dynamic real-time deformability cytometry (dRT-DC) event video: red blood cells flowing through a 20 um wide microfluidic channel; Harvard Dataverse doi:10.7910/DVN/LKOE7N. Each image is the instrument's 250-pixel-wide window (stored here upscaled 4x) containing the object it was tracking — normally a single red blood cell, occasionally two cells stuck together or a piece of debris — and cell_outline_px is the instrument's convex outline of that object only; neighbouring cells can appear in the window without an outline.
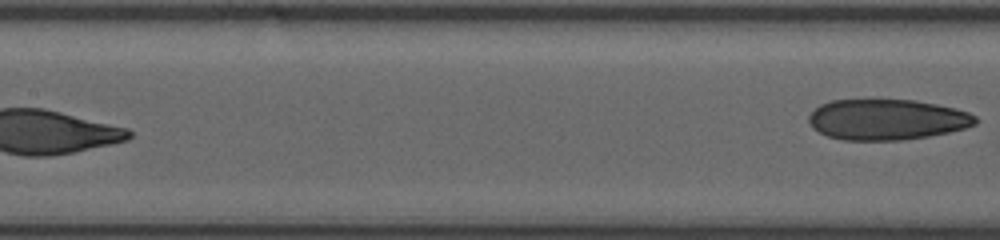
{"species": "human", "species_latin": "Homo sapiens", "temperature_condition": "room temperature", "stored_images_in_passage": 16, "segment_of_instrument_passage": [2, 2], "camera_frame_rate_fps": 3000, "um_per_image_px": 0.085, "donor": {"sex": "female"}, "frame": {"image": 1, "passage_image": 16, "time_ms": 7.667, "image_size_px": [1000, 240], "cell_outline_px": [[976, 124], [964, 128], [948, 132], [928, 136], [900, 140], [844, 140], [828, 136], [812, 128], [808, 120], [808, 116], [820, 104], [832, 100], [916, 100], [956, 108], [968, 112], [976, 116]], "centroid_in_image_um": [75.38, 10.16], "position_along_channel_um": 132.0, "area_um2": 39.42}}